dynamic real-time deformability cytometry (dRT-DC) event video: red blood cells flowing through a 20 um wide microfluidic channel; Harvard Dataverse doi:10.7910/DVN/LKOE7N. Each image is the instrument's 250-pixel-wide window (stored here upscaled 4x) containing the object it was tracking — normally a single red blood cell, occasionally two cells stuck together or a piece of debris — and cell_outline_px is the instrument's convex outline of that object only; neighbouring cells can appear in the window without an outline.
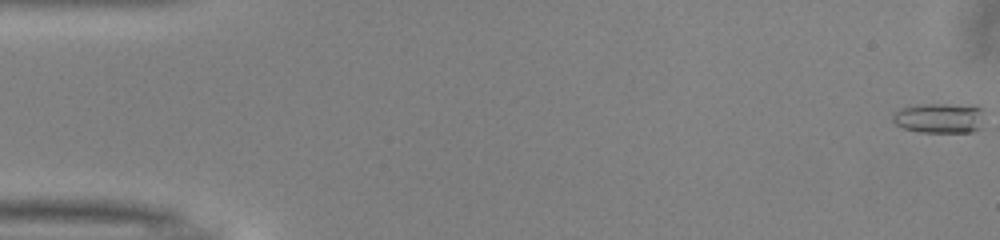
{"species": "common noctule bat (a hibernating species)", "species_latin": "Nyctalus noctula", "temperature_condition": "warm", "stored_images_in_passage": 52, "camera_frame_rate_fps": 3000, "um_per_image_px": 0.085, "animal": {"sex": "male", "body_mass_g": 13.0, "forearm_length_mm": 53.1}, "frame": {"image": 1, "passage_image": 1, "time_ms": 0.0, "image_size_px": [1000, 240], "cell_outline_px": [[984, 108], [980, 128], [972, 132], [920, 132], [904, 128], [896, 124], [892, 120], [892, 116], [900, 108], [924, 104], [976, 104]], "centroid_in_image_um": [79.91, 10.02], "position_along_channel_um": 5.1, "area_um2": 16.3}}
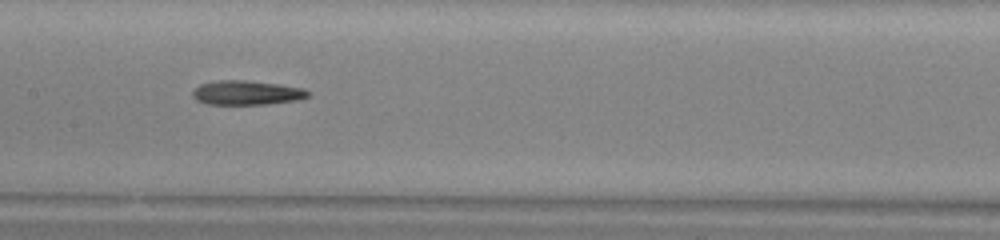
{"frame": {"image": 2, "passage_image": 26, "time_ms": 8.333, "image_size_px": [1000, 240], "cell_outline_px": [[312, 92], [308, 96], [296, 100], [264, 104], [208, 104], [196, 100], [192, 96], [192, 92], [200, 84], [220, 80], [244, 80], [280, 84], [304, 88]], "centroid_in_image_um": [20.98, 7.87], "position_along_channel_um": 186.4, "area_um2": 16.3}}
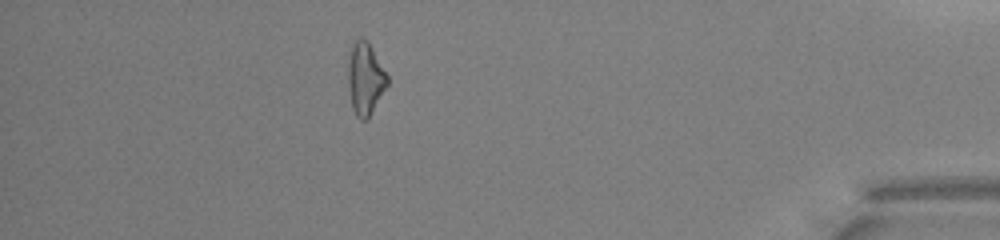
{"frame": {"image": 3, "passage_image": 46, "time_ms": 15.0, "image_size_px": [1000, 240], "cell_outline_px": [[388, 84], [368, 120], [360, 120], [356, 116], [352, 108], [348, 84], [348, 64], [352, 40], [360, 36], [368, 40], [388, 76]], "centroid_in_image_um": [31.04, 6.66], "position_along_channel_um": 404.2, "area_um2": 16.82}, "authors_computed_cell_mechanics": {"area_um2": 16.0106, "velocity_mm_per_s": 4.036, "shape_relaxation_time_tau1_ms": 7.521, "shape_relaxation_time_tau2_ms": 5.4121, "deformation_change_tau1": 0.2137, "deformation_change_tau2": 0.1856}}